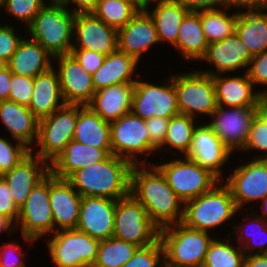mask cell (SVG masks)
<instances>
[{
  "mask_svg": "<svg viewBox=\"0 0 267 267\" xmlns=\"http://www.w3.org/2000/svg\"><path fill=\"white\" fill-rule=\"evenodd\" d=\"M122 267H165L164 249L160 239L136 250Z\"/></svg>",
  "mask_w": 267,
  "mask_h": 267,
  "instance_id": "ee69618b",
  "label": "cell"
},
{
  "mask_svg": "<svg viewBox=\"0 0 267 267\" xmlns=\"http://www.w3.org/2000/svg\"><path fill=\"white\" fill-rule=\"evenodd\" d=\"M0 21V58L6 63L11 59L13 53L16 51L19 42L23 39L22 36L26 34L17 33L15 25L6 24L5 21ZM19 34V35H18Z\"/></svg>",
  "mask_w": 267,
  "mask_h": 267,
  "instance_id": "7dc6e473",
  "label": "cell"
},
{
  "mask_svg": "<svg viewBox=\"0 0 267 267\" xmlns=\"http://www.w3.org/2000/svg\"><path fill=\"white\" fill-rule=\"evenodd\" d=\"M70 54L91 75H93L102 66L106 57L105 55L85 49H72Z\"/></svg>",
  "mask_w": 267,
  "mask_h": 267,
  "instance_id": "816d5d0a",
  "label": "cell"
},
{
  "mask_svg": "<svg viewBox=\"0 0 267 267\" xmlns=\"http://www.w3.org/2000/svg\"><path fill=\"white\" fill-rule=\"evenodd\" d=\"M241 74L212 76L217 106L262 107L266 98L255 88L245 71Z\"/></svg>",
  "mask_w": 267,
  "mask_h": 267,
  "instance_id": "ffe728a7",
  "label": "cell"
},
{
  "mask_svg": "<svg viewBox=\"0 0 267 267\" xmlns=\"http://www.w3.org/2000/svg\"><path fill=\"white\" fill-rule=\"evenodd\" d=\"M109 154L102 148L71 140L50 163V172L60 179H68L75 171L105 160Z\"/></svg>",
  "mask_w": 267,
  "mask_h": 267,
  "instance_id": "484cf974",
  "label": "cell"
},
{
  "mask_svg": "<svg viewBox=\"0 0 267 267\" xmlns=\"http://www.w3.org/2000/svg\"><path fill=\"white\" fill-rule=\"evenodd\" d=\"M7 138L0 136V175L10 171L31 153L22 143Z\"/></svg>",
  "mask_w": 267,
  "mask_h": 267,
  "instance_id": "7bdbcfd3",
  "label": "cell"
},
{
  "mask_svg": "<svg viewBox=\"0 0 267 267\" xmlns=\"http://www.w3.org/2000/svg\"><path fill=\"white\" fill-rule=\"evenodd\" d=\"M252 57L253 55L247 46L234 33L222 41L210 43L200 59L201 63L205 61L207 64L209 63L208 65H213L215 70L201 69L199 71L212 76L236 73L237 70L239 72V70L244 71V69L246 72Z\"/></svg>",
  "mask_w": 267,
  "mask_h": 267,
  "instance_id": "d6986e66",
  "label": "cell"
},
{
  "mask_svg": "<svg viewBox=\"0 0 267 267\" xmlns=\"http://www.w3.org/2000/svg\"><path fill=\"white\" fill-rule=\"evenodd\" d=\"M4 3H5V0H0V10L2 9ZM0 12H1V11H0Z\"/></svg>",
  "mask_w": 267,
  "mask_h": 267,
  "instance_id": "be15d7a7",
  "label": "cell"
},
{
  "mask_svg": "<svg viewBox=\"0 0 267 267\" xmlns=\"http://www.w3.org/2000/svg\"><path fill=\"white\" fill-rule=\"evenodd\" d=\"M143 8L154 21L160 45L166 42L173 47L177 43L180 24L189 10L174 0H148Z\"/></svg>",
  "mask_w": 267,
  "mask_h": 267,
  "instance_id": "83f0119b",
  "label": "cell"
},
{
  "mask_svg": "<svg viewBox=\"0 0 267 267\" xmlns=\"http://www.w3.org/2000/svg\"><path fill=\"white\" fill-rule=\"evenodd\" d=\"M99 0H65V5L74 14L92 13L98 4Z\"/></svg>",
  "mask_w": 267,
  "mask_h": 267,
  "instance_id": "db71d44e",
  "label": "cell"
},
{
  "mask_svg": "<svg viewBox=\"0 0 267 267\" xmlns=\"http://www.w3.org/2000/svg\"><path fill=\"white\" fill-rule=\"evenodd\" d=\"M113 237L147 247L160 239V229L151 221L147 210L131 194L116 200Z\"/></svg>",
  "mask_w": 267,
  "mask_h": 267,
  "instance_id": "8992f818",
  "label": "cell"
},
{
  "mask_svg": "<svg viewBox=\"0 0 267 267\" xmlns=\"http://www.w3.org/2000/svg\"><path fill=\"white\" fill-rule=\"evenodd\" d=\"M4 232L7 234V236H13L16 233V227L10 219L3 215H0V235Z\"/></svg>",
  "mask_w": 267,
  "mask_h": 267,
  "instance_id": "680465c9",
  "label": "cell"
},
{
  "mask_svg": "<svg viewBox=\"0 0 267 267\" xmlns=\"http://www.w3.org/2000/svg\"><path fill=\"white\" fill-rule=\"evenodd\" d=\"M260 108L217 106L206 123L235 154L244 148L252 120Z\"/></svg>",
  "mask_w": 267,
  "mask_h": 267,
  "instance_id": "9a60e30c",
  "label": "cell"
},
{
  "mask_svg": "<svg viewBox=\"0 0 267 267\" xmlns=\"http://www.w3.org/2000/svg\"><path fill=\"white\" fill-rule=\"evenodd\" d=\"M248 217H242L238 224L234 223V232H228L245 255L267 254V220L257 216L246 208ZM253 214V215H252ZM252 215V217H251ZM250 231V232H248Z\"/></svg>",
  "mask_w": 267,
  "mask_h": 267,
  "instance_id": "e575fe53",
  "label": "cell"
},
{
  "mask_svg": "<svg viewBox=\"0 0 267 267\" xmlns=\"http://www.w3.org/2000/svg\"><path fill=\"white\" fill-rule=\"evenodd\" d=\"M53 65L59 77L64 102L87 106L96 92L92 75L71 54L53 57Z\"/></svg>",
  "mask_w": 267,
  "mask_h": 267,
  "instance_id": "e0dca14e",
  "label": "cell"
},
{
  "mask_svg": "<svg viewBox=\"0 0 267 267\" xmlns=\"http://www.w3.org/2000/svg\"><path fill=\"white\" fill-rule=\"evenodd\" d=\"M75 14L63 4L47 3L26 28V36L38 42L52 57L70 54Z\"/></svg>",
  "mask_w": 267,
  "mask_h": 267,
  "instance_id": "277c9868",
  "label": "cell"
},
{
  "mask_svg": "<svg viewBox=\"0 0 267 267\" xmlns=\"http://www.w3.org/2000/svg\"><path fill=\"white\" fill-rule=\"evenodd\" d=\"M46 3H51V4H63L65 0H44Z\"/></svg>",
  "mask_w": 267,
  "mask_h": 267,
  "instance_id": "94428289",
  "label": "cell"
},
{
  "mask_svg": "<svg viewBox=\"0 0 267 267\" xmlns=\"http://www.w3.org/2000/svg\"><path fill=\"white\" fill-rule=\"evenodd\" d=\"M167 79L164 80L166 83L159 85L138 77L134 83L131 112L143 120L153 116L170 119L179 114L174 73Z\"/></svg>",
  "mask_w": 267,
  "mask_h": 267,
  "instance_id": "4fadbf2b",
  "label": "cell"
},
{
  "mask_svg": "<svg viewBox=\"0 0 267 267\" xmlns=\"http://www.w3.org/2000/svg\"><path fill=\"white\" fill-rule=\"evenodd\" d=\"M134 57L119 51L118 49L108 54L102 66L92 75L93 85L96 91L112 85L135 83L138 65Z\"/></svg>",
  "mask_w": 267,
  "mask_h": 267,
  "instance_id": "f546056e",
  "label": "cell"
},
{
  "mask_svg": "<svg viewBox=\"0 0 267 267\" xmlns=\"http://www.w3.org/2000/svg\"><path fill=\"white\" fill-rule=\"evenodd\" d=\"M115 207L114 199L82 197L75 229L98 240L113 237Z\"/></svg>",
  "mask_w": 267,
  "mask_h": 267,
  "instance_id": "7402d4cb",
  "label": "cell"
},
{
  "mask_svg": "<svg viewBox=\"0 0 267 267\" xmlns=\"http://www.w3.org/2000/svg\"><path fill=\"white\" fill-rule=\"evenodd\" d=\"M199 123L198 119L185 114L179 113L171 117L166 138L164 143L157 149V152H161L166 148V152L172 151L173 156L178 154L179 156H185L190 149L194 129Z\"/></svg>",
  "mask_w": 267,
  "mask_h": 267,
  "instance_id": "d590c367",
  "label": "cell"
},
{
  "mask_svg": "<svg viewBox=\"0 0 267 267\" xmlns=\"http://www.w3.org/2000/svg\"><path fill=\"white\" fill-rule=\"evenodd\" d=\"M145 122L150 136V144L157 150L166 138L169 119L153 116Z\"/></svg>",
  "mask_w": 267,
  "mask_h": 267,
  "instance_id": "681fc988",
  "label": "cell"
},
{
  "mask_svg": "<svg viewBox=\"0 0 267 267\" xmlns=\"http://www.w3.org/2000/svg\"><path fill=\"white\" fill-rule=\"evenodd\" d=\"M50 173V164L30 153L18 165L1 175L9 189L14 203L20 207L26 202L32 189Z\"/></svg>",
  "mask_w": 267,
  "mask_h": 267,
  "instance_id": "cb8c5ba5",
  "label": "cell"
},
{
  "mask_svg": "<svg viewBox=\"0 0 267 267\" xmlns=\"http://www.w3.org/2000/svg\"><path fill=\"white\" fill-rule=\"evenodd\" d=\"M138 1H140L144 5L148 0H138Z\"/></svg>",
  "mask_w": 267,
  "mask_h": 267,
  "instance_id": "e7e4bbea",
  "label": "cell"
},
{
  "mask_svg": "<svg viewBox=\"0 0 267 267\" xmlns=\"http://www.w3.org/2000/svg\"><path fill=\"white\" fill-rule=\"evenodd\" d=\"M11 83V71L5 66L0 69V101H5L9 99Z\"/></svg>",
  "mask_w": 267,
  "mask_h": 267,
  "instance_id": "11a10c76",
  "label": "cell"
},
{
  "mask_svg": "<svg viewBox=\"0 0 267 267\" xmlns=\"http://www.w3.org/2000/svg\"><path fill=\"white\" fill-rule=\"evenodd\" d=\"M258 205H261V206H258ZM258 205L255 204V207L257 206L256 207L257 209L258 207L261 208L259 212L257 209H254V210L252 209L251 211L254 212L257 216L267 220V195L259 202Z\"/></svg>",
  "mask_w": 267,
  "mask_h": 267,
  "instance_id": "91938a15",
  "label": "cell"
},
{
  "mask_svg": "<svg viewBox=\"0 0 267 267\" xmlns=\"http://www.w3.org/2000/svg\"><path fill=\"white\" fill-rule=\"evenodd\" d=\"M189 11L222 9L230 6L229 0H174Z\"/></svg>",
  "mask_w": 267,
  "mask_h": 267,
  "instance_id": "f5cc1de1",
  "label": "cell"
},
{
  "mask_svg": "<svg viewBox=\"0 0 267 267\" xmlns=\"http://www.w3.org/2000/svg\"><path fill=\"white\" fill-rule=\"evenodd\" d=\"M238 213L230 188L220 181L210 191L184 203L182 223L188 228L212 233L211 230L225 223L234 224Z\"/></svg>",
  "mask_w": 267,
  "mask_h": 267,
  "instance_id": "3957f363",
  "label": "cell"
},
{
  "mask_svg": "<svg viewBox=\"0 0 267 267\" xmlns=\"http://www.w3.org/2000/svg\"><path fill=\"white\" fill-rule=\"evenodd\" d=\"M15 227L17 234L21 230V239L25 240V245L30 246L54 233L49 201V174L32 189L26 202L20 207Z\"/></svg>",
  "mask_w": 267,
  "mask_h": 267,
  "instance_id": "8fae6325",
  "label": "cell"
},
{
  "mask_svg": "<svg viewBox=\"0 0 267 267\" xmlns=\"http://www.w3.org/2000/svg\"><path fill=\"white\" fill-rule=\"evenodd\" d=\"M233 8L236 9H267V0H229Z\"/></svg>",
  "mask_w": 267,
  "mask_h": 267,
  "instance_id": "9f6ffc18",
  "label": "cell"
},
{
  "mask_svg": "<svg viewBox=\"0 0 267 267\" xmlns=\"http://www.w3.org/2000/svg\"><path fill=\"white\" fill-rule=\"evenodd\" d=\"M77 118L78 105L65 104L39 119L38 137L31 153L50 164L73 139Z\"/></svg>",
  "mask_w": 267,
  "mask_h": 267,
  "instance_id": "30bf717a",
  "label": "cell"
},
{
  "mask_svg": "<svg viewBox=\"0 0 267 267\" xmlns=\"http://www.w3.org/2000/svg\"><path fill=\"white\" fill-rule=\"evenodd\" d=\"M52 235L45 239L47 251L55 267L93 266L100 240L76 229L60 230Z\"/></svg>",
  "mask_w": 267,
  "mask_h": 267,
  "instance_id": "7c38bea8",
  "label": "cell"
},
{
  "mask_svg": "<svg viewBox=\"0 0 267 267\" xmlns=\"http://www.w3.org/2000/svg\"><path fill=\"white\" fill-rule=\"evenodd\" d=\"M138 248L115 237L100 240L97 258L92 267H122Z\"/></svg>",
  "mask_w": 267,
  "mask_h": 267,
  "instance_id": "ab89813d",
  "label": "cell"
},
{
  "mask_svg": "<svg viewBox=\"0 0 267 267\" xmlns=\"http://www.w3.org/2000/svg\"><path fill=\"white\" fill-rule=\"evenodd\" d=\"M72 49H85L107 56L118 49V30L93 13L75 14Z\"/></svg>",
  "mask_w": 267,
  "mask_h": 267,
  "instance_id": "ac0fdd59",
  "label": "cell"
},
{
  "mask_svg": "<svg viewBox=\"0 0 267 267\" xmlns=\"http://www.w3.org/2000/svg\"><path fill=\"white\" fill-rule=\"evenodd\" d=\"M231 9L233 7L230 5L222 9L200 10L201 25L208 44L222 41L235 33L238 9L233 13Z\"/></svg>",
  "mask_w": 267,
  "mask_h": 267,
  "instance_id": "8d00e7d4",
  "label": "cell"
},
{
  "mask_svg": "<svg viewBox=\"0 0 267 267\" xmlns=\"http://www.w3.org/2000/svg\"><path fill=\"white\" fill-rule=\"evenodd\" d=\"M134 83L108 86L95 92L87 105L104 121L113 122L132 109Z\"/></svg>",
  "mask_w": 267,
  "mask_h": 267,
  "instance_id": "4316f807",
  "label": "cell"
},
{
  "mask_svg": "<svg viewBox=\"0 0 267 267\" xmlns=\"http://www.w3.org/2000/svg\"><path fill=\"white\" fill-rule=\"evenodd\" d=\"M208 45L201 25L200 10L189 11L180 24L174 50L176 49L186 62H199Z\"/></svg>",
  "mask_w": 267,
  "mask_h": 267,
  "instance_id": "836d02e7",
  "label": "cell"
},
{
  "mask_svg": "<svg viewBox=\"0 0 267 267\" xmlns=\"http://www.w3.org/2000/svg\"><path fill=\"white\" fill-rule=\"evenodd\" d=\"M65 104L54 67L34 78L32 98L28 108L38 120L51 115Z\"/></svg>",
  "mask_w": 267,
  "mask_h": 267,
  "instance_id": "4dcf8cb0",
  "label": "cell"
},
{
  "mask_svg": "<svg viewBox=\"0 0 267 267\" xmlns=\"http://www.w3.org/2000/svg\"><path fill=\"white\" fill-rule=\"evenodd\" d=\"M132 164L110 154L105 160L75 171L67 180L82 197L118 200L130 193Z\"/></svg>",
  "mask_w": 267,
  "mask_h": 267,
  "instance_id": "7a4b0ae2",
  "label": "cell"
},
{
  "mask_svg": "<svg viewBox=\"0 0 267 267\" xmlns=\"http://www.w3.org/2000/svg\"><path fill=\"white\" fill-rule=\"evenodd\" d=\"M82 196L67 179L49 173V201L52 208L54 233L75 229L80 213Z\"/></svg>",
  "mask_w": 267,
  "mask_h": 267,
  "instance_id": "44dd1931",
  "label": "cell"
},
{
  "mask_svg": "<svg viewBox=\"0 0 267 267\" xmlns=\"http://www.w3.org/2000/svg\"><path fill=\"white\" fill-rule=\"evenodd\" d=\"M231 155H234L233 152L204 121L195 127L190 149L184 157L196 162L223 181L224 177L226 178L223 168L229 165L227 163L232 159Z\"/></svg>",
  "mask_w": 267,
  "mask_h": 267,
  "instance_id": "2e32d148",
  "label": "cell"
},
{
  "mask_svg": "<svg viewBox=\"0 0 267 267\" xmlns=\"http://www.w3.org/2000/svg\"><path fill=\"white\" fill-rule=\"evenodd\" d=\"M130 193L147 210L149 218L160 230L182 223L184 202L154 164L132 166Z\"/></svg>",
  "mask_w": 267,
  "mask_h": 267,
  "instance_id": "6da1fadb",
  "label": "cell"
},
{
  "mask_svg": "<svg viewBox=\"0 0 267 267\" xmlns=\"http://www.w3.org/2000/svg\"><path fill=\"white\" fill-rule=\"evenodd\" d=\"M6 66V62L0 58V69L4 68Z\"/></svg>",
  "mask_w": 267,
  "mask_h": 267,
  "instance_id": "6125c7cd",
  "label": "cell"
},
{
  "mask_svg": "<svg viewBox=\"0 0 267 267\" xmlns=\"http://www.w3.org/2000/svg\"><path fill=\"white\" fill-rule=\"evenodd\" d=\"M142 7L143 4L138 0H99L92 13L118 30L127 25Z\"/></svg>",
  "mask_w": 267,
  "mask_h": 267,
  "instance_id": "74e56055",
  "label": "cell"
},
{
  "mask_svg": "<svg viewBox=\"0 0 267 267\" xmlns=\"http://www.w3.org/2000/svg\"><path fill=\"white\" fill-rule=\"evenodd\" d=\"M235 33L253 56L266 51L267 9H239Z\"/></svg>",
  "mask_w": 267,
  "mask_h": 267,
  "instance_id": "d6a6232c",
  "label": "cell"
},
{
  "mask_svg": "<svg viewBox=\"0 0 267 267\" xmlns=\"http://www.w3.org/2000/svg\"><path fill=\"white\" fill-rule=\"evenodd\" d=\"M249 159L247 163L242 161L223 180L230 188L238 210L242 212L247 204L248 210L254 209V202L258 204L267 195V159H252L251 156Z\"/></svg>",
  "mask_w": 267,
  "mask_h": 267,
  "instance_id": "5bb4252c",
  "label": "cell"
},
{
  "mask_svg": "<svg viewBox=\"0 0 267 267\" xmlns=\"http://www.w3.org/2000/svg\"><path fill=\"white\" fill-rule=\"evenodd\" d=\"M169 158L160 164L153 163V160L149 163L161 171L168 185L184 203L210 191L220 182L209 170L184 156Z\"/></svg>",
  "mask_w": 267,
  "mask_h": 267,
  "instance_id": "ba28073f",
  "label": "cell"
},
{
  "mask_svg": "<svg viewBox=\"0 0 267 267\" xmlns=\"http://www.w3.org/2000/svg\"><path fill=\"white\" fill-rule=\"evenodd\" d=\"M251 151L261 153L256 156L252 154V159H267V100L253 118L244 148L241 150L245 154Z\"/></svg>",
  "mask_w": 267,
  "mask_h": 267,
  "instance_id": "60d3db41",
  "label": "cell"
},
{
  "mask_svg": "<svg viewBox=\"0 0 267 267\" xmlns=\"http://www.w3.org/2000/svg\"><path fill=\"white\" fill-rule=\"evenodd\" d=\"M3 244V245H2ZM0 245V267H27L25 250L15 241L4 242Z\"/></svg>",
  "mask_w": 267,
  "mask_h": 267,
  "instance_id": "c3c4849f",
  "label": "cell"
},
{
  "mask_svg": "<svg viewBox=\"0 0 267 267\" xmlns=\"http://www.w3.org/2000/svg\"><path fill=\"white\" fill-rule=\"evenodd\" d=\"M212 234L188 228L183 223L161 229L165 267H202L209 245L215 238Z\"/></svg>",
  "mask_w": 267,
  "mask_h": 267,
  "instance_id": "5b68a950",
  "label": "cell"
},
{
  "mask_svg": "<svg viewBox=\"0 0 267 267\" xmlns=\"http://www.w3.org/2000/svg\"><path fill=\"white\" fill-rule=\"evenodd\" d=\"M0 122L11 139L32 150L38 137L39 120L28 107L9 100L0 101Z\"/></svg>",
  "mask_w": 267,
  "mask_h": 267,
  "instance_id": "d4e9b609",
  "label": "cell"
},
{
  "mask_svg": "<svg viewBox=\"0 0 267 267\" xmlns=\"http://www.w3.org/2000/svg\"><path fill=\"white\" fill-rule=\"evenodd\" d=\"M0 215L10 219L15 225L18 221L19 208L14 203L5 179L0 175Z\"/></svg>",
  "mask_w": 267,
  "mask_h": 267,
  "instance_id": "f907efd6",
  "label": "cell"
},
{
  "mask_svg": "<svg viewBox=\"0 0 267 267\" xmlns=\"http://www.w3.org/2000/svg\"><path fill=\"white\" fill-rule=\"evenodd\" d=\"M52 61L53 57L38 42L25 35L6 66L11 73L35 78L53 67Z\"/></svg>",
  "mask_w": 267,
  "mask_h": 267,
  "instance_id": "f1b7e54d",
  "label": "cell"
},
{
  "mask_svg": "<svg viewBox=\"0 0 267 267\" xmlns=\"http://www.w3.org/2000/svg\"><path fill=\"white\" fill-rule=\"evenodd\" d=\"M189 71L174 73L179 113L195 119L210 117L217 108L213 77L199 69Z\"/></svg>",
  "mask_w": 267,
  "mask_h": 267,
  "instance_id": "9c48e42d",
  "label": "cell"
},
{
  "mask_svg": "<svg viewBox=\"0 0 267 267\" xmlns=\"http://www.w3.org/2000/svg\"><path fill=\"white\" fill-rule=\"evenodd\" d=\"M243 267H267V254L245 255Z\"/></svg>",
  "mask_w": 267,
  "mask_h": 267,
  "instance_id": "6f0895ef",
  "label": "cell"
},
{
  "mask_svg": "<svg viewBox=\"0 0 267 267\" xmlns=\"http://www.w3.org/2000/svg\"><path fill=\"white\" fill-rule=\"evenodd\" d=\"M46 4L44 0H5L1 10L4 14L6 12L5 15L16 18L18 23L21 22L23 28H27Z\"/></svg>",
  "mask_w": 267,
  "mask_h": 267,
  "instance_id": "b9f144b4",
  "label": "cell"
},
{
  "mask_svg": "<svg viewBox=\"0 0 267 267\" xmlns=\"http://www.w3.org/2000/svg\"><path fill=\"white\" fill-rule=\"evenodd\" d=\"M225 236L227 239H218L216 236L212 240L202 267H243L244 251L234 244L231 235Z\"/></svg>",
  "mask_w": 267,
  "mask_h": 267,
  "instance_id": "f35d334b",
  "label": "cell"
},
{
  "mask_svg": "<svg viewBox=\"0 0 267 267\" xmlns=\"http://www.w3.org/2000/svg\"><path fill=\"white\" fill-rule=\"evenodd\" d=\"M160 44L153 19L142 7L127 25L118 29V50L141 62L142 54ZM152 47V48H151Z\"/></svg>",
  "mask_w": 267,
  "mask_h": 267,
  "instance_id": "603a6c76",
  "label": "cell"
},
{
  "mask_svg": "<svg viewBox=\"0 0 267 267\" xmlns=\"http://www.w3.org/2000/svg\"><path fill=\"white\" fill-rule=\"evenodd\" d=\"M246 73L252 84L256 85L255 88L257 85L266 86L260 90V93L267 100V50L251 58Z\"/></svg>",
  "mask_w": 267,
  "mask_h": 267,
  "instance_id": "bcb514c9",
  "label": "cell"
},
{
  "mask_svg": "<svg viewBox=\"0 0 267 267\" xmlns=\"http://www.w3.org/2000/svg\"><path fill=\"white\" fill-rule=\"evenodd\" d=\"M34 78L11 73L9 101L28 107L33 91Z\"/></svg>",
  "mask_w": 267,
  "mask_h": 267,
  "instance_id": "f6af8a7d",
  "label": "cell"
},
{
  "mask_svg": "<svg viewBox=\"0 0 267 267\" xmlns=\"http://www.w3.org/2000/svg\"><path fill=\"white\" fill-rule=\"evenodd\" d=\"M110 136L112 154L132 165L150 164L145 157L157 153L150 144L145 120L131 111L110 123Z\"/></svg>",
  "mask_w": 267,
  "mask_h": 267,
  "instance_id": "52a82bcc",
  "label": "cell"
},
{
  "mask_svg": "<svg viewBox=\"0 0 267 267\" xmlns=\"http://www.w3.org/2000/svg\"><path fill=\"white\" fill-rule=\"evenodd\" d=\"M73 140L85 145L102 148L109 155L112 154L110 123L104 121L88 106L78 105V118Z\"/></svg>",
  "mask_w": 267,
  "mask_h": 267,
  "instance_id": "1f68e13d",
  "label": "cell"
}]
</instances>
